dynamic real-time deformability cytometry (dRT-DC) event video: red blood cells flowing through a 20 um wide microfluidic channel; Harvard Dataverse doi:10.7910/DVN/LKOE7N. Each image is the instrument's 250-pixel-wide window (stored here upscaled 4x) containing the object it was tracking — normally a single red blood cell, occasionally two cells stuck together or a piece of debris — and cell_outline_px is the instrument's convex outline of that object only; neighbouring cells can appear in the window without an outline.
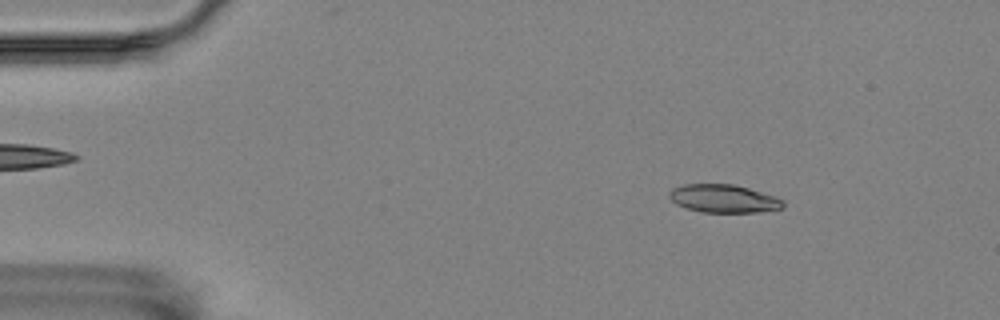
{"species": "Egyptian fruit bat (a non-hibernating species)", "species_latin": "Rousettus aegyptiacus", "temperature_condition": "room temperature", "stored_images_in_passage": 56, "camera_frame_rate_fps": 3000, "um_per_image_px": 0.085, "animal": {"sex": "female"}, "frame": {"image": 1, "passage_image": 7, "time_ms": 2.0, "image_size_px": [1000, 320], "cell_outline_px": [[784, 204], [780, 208], [756, 212], [700, 212], [676, 204], [668, 196], [668, 192], [672, 188], [684, 184], [732, 184], [748, 188], [776, 196], [784, 200]], "centroid_in_image_um": [61.48, 16.87], "position_along_channel_um": 23.5, "area_um2": 18.55}}
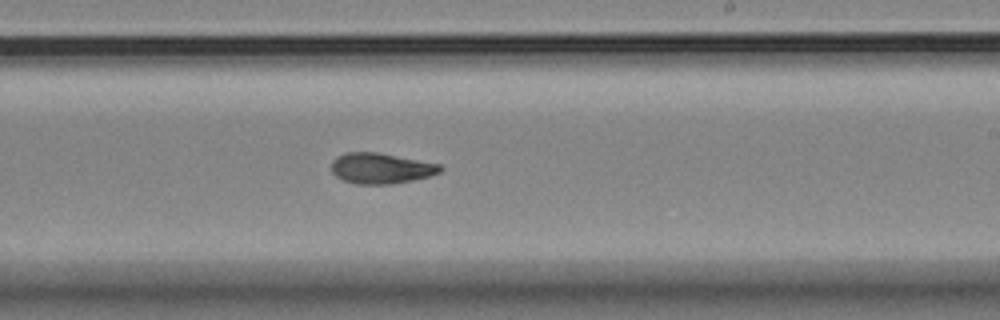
{"frame": {"image": 2, "passage_image": 33, "time_ms": 10.667, "image_size_px": [1000, 320], "cell_outline_px": [[444, 168], [440, 172], [428, 176], [412, 180], [392, 184], [356, 184], [344, 180], [336, 176], [332, 172], [332, 160], [336, 156], [344, 152], [376, 152], [440, 164]], "centroid_in_image_um": [32.35, 14.3], "position_along_channel_um": 256.6, "area_um2": 19.36}}
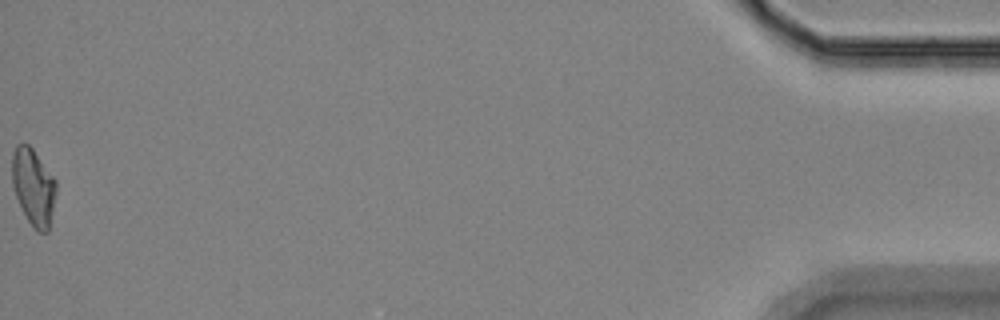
{"frame": {"image": 3, "passage_image": 56, "time_ms": 18.333, "image_size_px": [1000, 320], "cell_outline_px": [[56, 192], [48, 232], [36, 232], [28, 220], [16, 196], [12, 184], [12, 152], [16, 144], [28, 144], [32, 148], [56, 180]], "centroid_in_image_um": [2.83, 15.88], "position_along_channel_um": 432.4, "area_um2": 19.54}, "authors_computed_cell_mechanics": {"area_um2": 19.363, "velocity_mm_per_s": 3.5311, "shape_relaxation_time_tau1_ms": 6.3104, "shape_relaxation_time_tau2_ms": 3.2991, "deformation_change_tau1": 0.1846, "deformation_change_tau2": 0.1002}}